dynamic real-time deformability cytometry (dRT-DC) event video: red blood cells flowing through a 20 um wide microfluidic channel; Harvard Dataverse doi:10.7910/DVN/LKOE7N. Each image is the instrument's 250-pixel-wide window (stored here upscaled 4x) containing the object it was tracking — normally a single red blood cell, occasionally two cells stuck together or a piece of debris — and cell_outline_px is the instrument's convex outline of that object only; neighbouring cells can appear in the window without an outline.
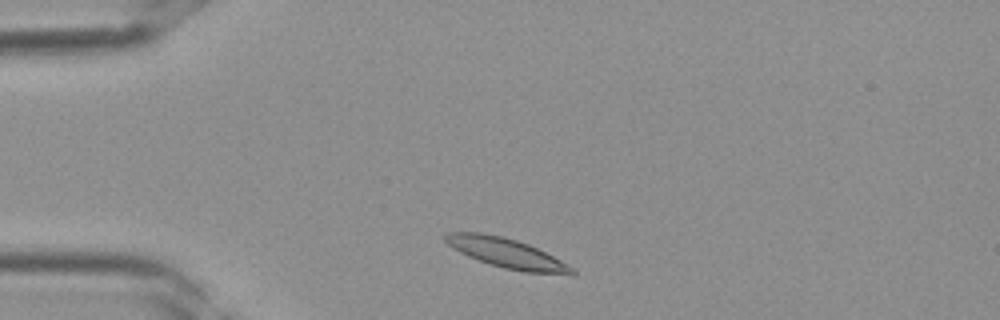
{"species": "Egyptian fruit bat (a non-hibernating species)", "species_latin": "Rousettus aegyptiacus", "temperature_condition": "room temperature", "stored_images_in_passage": 32, "camera_frame_rate_fps": 3000, "um_per_image_px": 0.085, "frame": {"image": 1, "passage_image": 2, "time_ms": 0.333, "image_size_px": [1000, 320], "cell_outline_px": [[576, 272], [524, 272], [504, 268], [468, 256], [452, 248], [444, 240], [444, 236], [448, 232], [480, 232], [504, 236], [528, 244], [576, 268]], "centroid_in_image_um": [42.96, 21.47], "position_along_channel_um": 42.0, "area_um2": 21.21}}
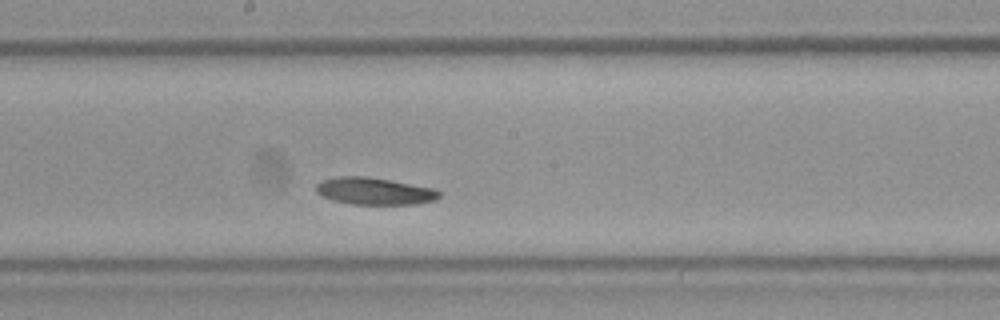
{"frame": {"image": 2, "passage_image": 14, "time_ms": 4.333, "image_size_px": [1000, 320], "cell_outline_px": [[440, 196], [436, 200], [416, 204], [352, 204], [332, 200], [316, 192], [316, 184], [324, 180], [336, 176], [368, 176], [436, 188], [440, 192]], "centroid_in_image_um": [31.86, 16.24], "position_along_channel_um": 216.3, "area_um2": 19.54}}
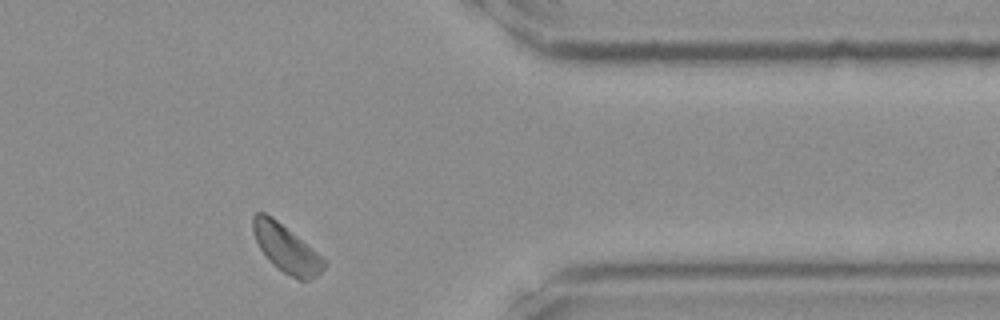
{"frame": {"image": 3, "passage_image": 25, "time_ms": 8.0, "image_size_px": [1000, 320], "cell_outline_px": [[324, 268], [316, 276], [308, 280], [300, 280], [284, 272], [272, 264], [260, 248], [252, 232], [252, 216], [256, 212], [264, 212], [272, 216], [316, 252], [324, 260]], "centroid_in_image_um": [24.27, 21.1], "position_along_channel_um": 387.1, "area_um2": 19.19}}